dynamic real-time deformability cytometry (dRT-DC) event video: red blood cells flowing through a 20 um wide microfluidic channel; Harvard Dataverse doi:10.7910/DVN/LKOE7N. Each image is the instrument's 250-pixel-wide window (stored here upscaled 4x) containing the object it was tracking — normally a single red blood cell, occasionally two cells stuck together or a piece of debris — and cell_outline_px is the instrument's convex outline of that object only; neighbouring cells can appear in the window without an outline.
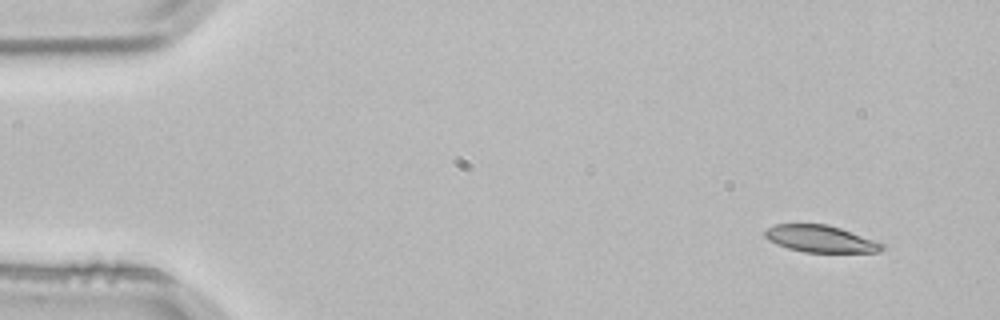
{"species": "common noctule bat (a hibernating species)", "species_latin": "Nyctalus noctula", "temperature_condition": "room temperature", "stored_images_in_passage": 3, "camera_frame_rate_fps": 3000, "um_per_image_px": 0.085, "animal": {"sex": "male", "body_mass_g": 21.5, "forearm_length_mm": 52.0}, "frame": {"image": 1, "passage_image": 1, "time_ms": 0.0, "image_size_px": [1000, 320], "cell_outline_px": [[884, 248], [880, 252], [804, 252], [788, 248], [776, 244], [768, 240], [764, 236], [764, 228], [776, 224], [828, 224], [840, 228], [884, 244]], "centroid_in_image_um": [69.69, 20.3], "position_along_channel_um": 15.3, "area_um2": 18.32}}
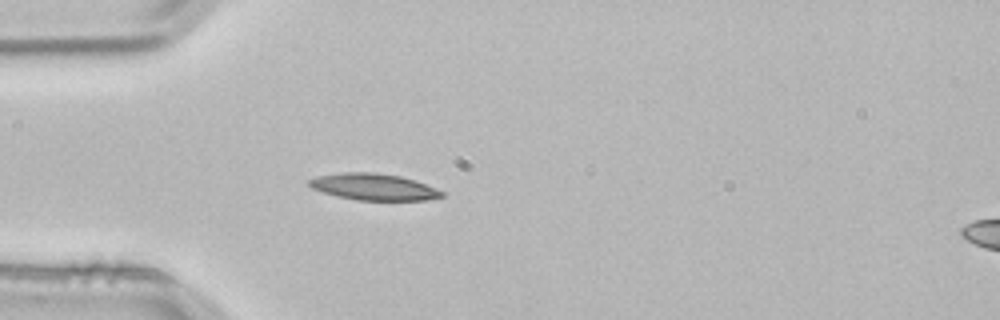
{"frame": {"image": 2, "passage_image": 3, "time_ms": 0.667, "image_size_px": [1000, 320], "cell_outline_px": [[444, 196], [424, 200], [356, 200], [324, 192], [312, 188], [308, 184], [308, 180], [316, 176], [344, 172], [372, 172], [400, 176], [416, 180], [444, 192]], "centroid_in_image_um": [31.77, 15.87], "position_along_channel_um": 53.2, "area_um2": 20.35}}